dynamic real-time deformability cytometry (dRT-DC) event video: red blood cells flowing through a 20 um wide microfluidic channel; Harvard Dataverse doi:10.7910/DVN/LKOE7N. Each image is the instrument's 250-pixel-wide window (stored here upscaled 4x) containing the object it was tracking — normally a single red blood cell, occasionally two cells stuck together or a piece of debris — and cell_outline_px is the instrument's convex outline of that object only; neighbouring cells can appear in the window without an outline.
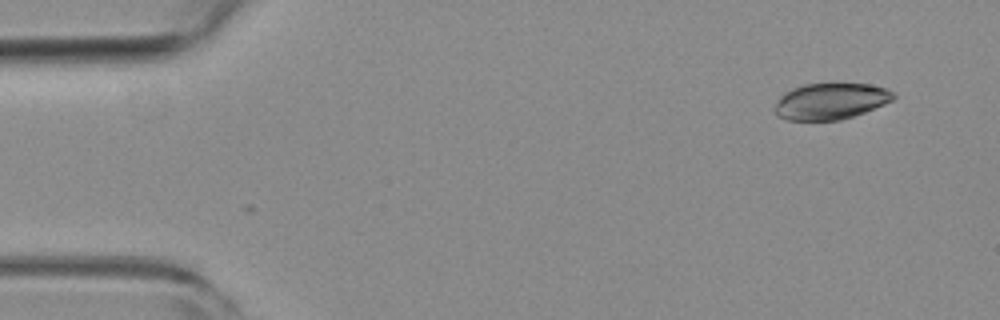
{"species": "common noctule bat (a hibernating species)", "species_latin": "Nyctalus noctula", "temperature_condition": "room temperature", "stored_images_in_passage": 2, "camera_frame_rate_fps": 3000, "um_per_image_px": 0.085, "animal": {"sex": "female", "body_mass_g": 19.3, "forearm_length_mm": 54.1}, "frame": {"image": 1, "passage_image": 2, "time_ms": 0.333, "image_size_px": [1000, 320], "cell_outline_px": [[896, 96], [892, 100], [884, 104], [864, 112], [840, 120], [788, 120], [776, 116], [776, 100], [784, 92], [792, 88], [804, 84], [832, 80], [872, 84], [888, 88]], "centroid_in_image_um": [70.61, 8.54], "position_along_channel_um": 14.4, "area_um2": 26.01}}